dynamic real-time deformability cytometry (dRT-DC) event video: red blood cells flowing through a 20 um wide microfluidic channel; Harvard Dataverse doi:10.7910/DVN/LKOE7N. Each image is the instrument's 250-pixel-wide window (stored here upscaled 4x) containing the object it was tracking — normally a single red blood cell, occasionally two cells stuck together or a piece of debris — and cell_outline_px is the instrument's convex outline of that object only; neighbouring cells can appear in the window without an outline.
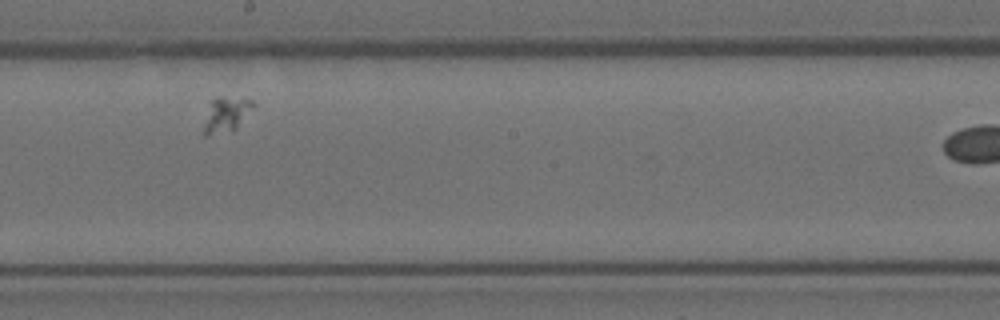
{"species": "Egyptian fruit bat (a non-hibernating species)", "species_latin": "Rousettus aegyptiacus", "temperature_condition": "room temperature", "stored_images_in_passage": 9, "segment_of_instrument_passage": [2, 3], "camera_frame_rate_fps": 3000, "um_per_image_px": 0.085, "animal": {"sex": "female"}, "frame": {"image": 1, "passage_image": 8, "time_ms": 2.333, "image_size_px": [1000, 320], "cell_outline_px": [[256, 104], [236, 128], [232, 132], [208, 136], [204, 136], [204, 124], [212, 100], [216, 96], [220, 96], [252, 100]], "centroid_in_image_um": [19.23, 9.75], "position_along_channel_um": 229.0, "area_um2": 10.0}}